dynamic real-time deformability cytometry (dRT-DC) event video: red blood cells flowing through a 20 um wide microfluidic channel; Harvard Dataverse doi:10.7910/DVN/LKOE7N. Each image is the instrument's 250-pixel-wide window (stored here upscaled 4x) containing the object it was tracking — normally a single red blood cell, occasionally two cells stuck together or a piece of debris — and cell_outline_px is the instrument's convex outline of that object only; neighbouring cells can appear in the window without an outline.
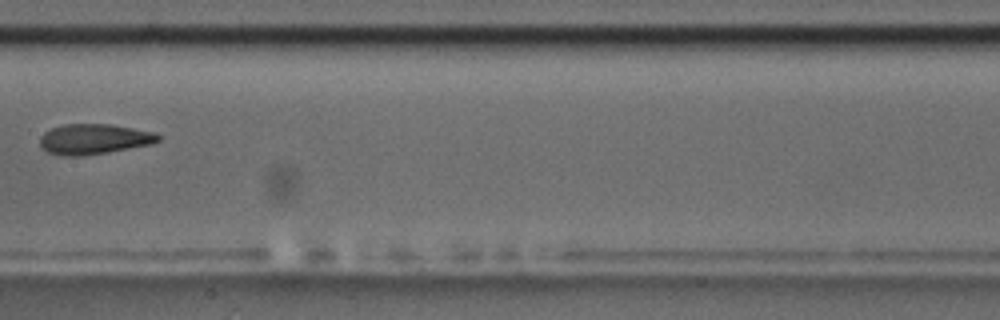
{"species": "common noctule bat (a hibernating species)", "species_latin": "Nyctalus noctula", "temperature_condition": "room temperature", "stored_images_in_passage": 9, "camera_frame_rate_fps": 3000, "um_per_image_px": 0.085, "animal": {"sex": "male", "body_mass_g": 17.5, "forearm_length_mm": 52.3}, "frame": {"image": 1, "passage_image": 8, "time_ms": 9.0, "image_size_px": [1000, 320], "cell_outline_px": [[160, 140], [148, 144], [108, 152], [80, 156], [60, 156], [48, 152], [40, 148], [40, 136], [44, 132], [52, 128], [64, 124], [112, 124], [152, 132], [160, 136]], "centroid_in_image_um": [7.91, 11.82], "position_along_channel_um": 199.5, "area_um2": 20.75}}
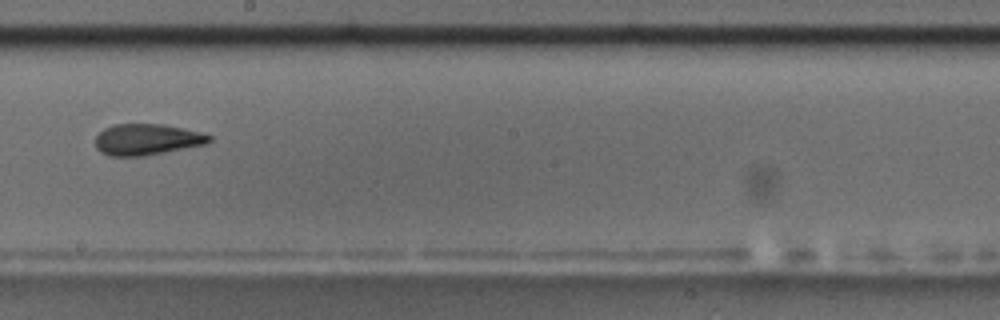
{"frame": {"image": 2, "passage_image": 9, "time_ms": 10.0, "image_size_px": [1000, 320], "cell_outline_px": [[212, 140], [208, 144], [144, 156], [108, 156], [100, 152], [96, 148], [96, 136], [104, 128], [112, 124], [164, 124], [184, 128], [200, 132], [212, 136]], "centroid_in_image_um": [12.5, 11.85], "position_along_channel_um": 235.7, "area_um2": 20.92}}